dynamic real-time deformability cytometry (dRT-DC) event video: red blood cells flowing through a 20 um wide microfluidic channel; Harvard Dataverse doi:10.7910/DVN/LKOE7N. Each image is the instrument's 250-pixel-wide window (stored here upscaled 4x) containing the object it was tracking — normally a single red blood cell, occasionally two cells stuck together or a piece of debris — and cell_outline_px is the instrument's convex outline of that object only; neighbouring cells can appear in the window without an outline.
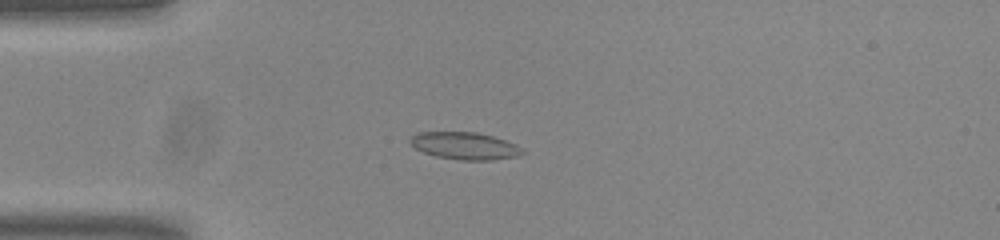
{"species": "common noctule bat (a hibernating species)", "species_latin": "Nyctalus noctula", "temperature_condition": "room temperature", "stored_images_in_passage": 19, "camera_frame_rate_fps": 3000, "um_per_image_px": 0.085, "animal": {"sex": "male", "body_mass_g": 20.0, "forearm_length_mm": 53.3}, "frame": {"image": 1, "passage_image": 7, "time_ms": 2.0, "image_size_px": [1000, 240], "cell_outline_px": [[528, 152], [516, 156], [492, 160], [460, 160], [436, 156], [424, 152], [408, 144], [408, 140], [416, 132], [476, 132], [492, 136], [516, 144], [524, 148]], "centroid_in_image_um": [39.51, 12.39], "position_along_channel_um": 45.5, "area_um2": 17.98}}
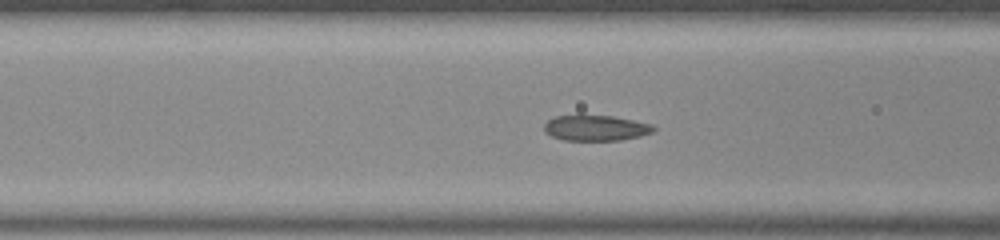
{"frame": {"image": 2, "passage_image": 14, "time_ms": 4.333, "image_size_px": [1000, 240], "cell_outline_px": [[656, 128], [652, 132], [640, 136], [620, 140], [564, 140], [552, 136], [544, 132], [544, 124], [552, 116], [612, 116], [652, 124]], "centroid_in_image_um": [50.62, 10.88], "position_along_channel_um": 116.0, "area_um2": 16.13}}
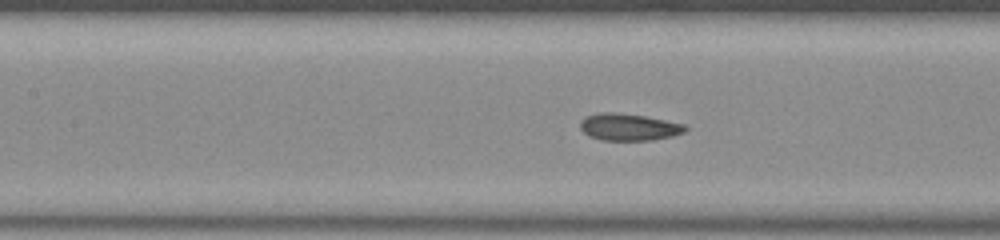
{"frame": {"image": 3, "passage_image": 17, "time_ms": 5.333, "image_size_px": [1000, 240], "cell_outline_px": [[688, 128], [684, 132], [672, 136], [652, 140], [600, 140], [588, 136], [580, 128], [580, 120], [584, 116], [596, 112], [616, 112], [644, 116], [688, 124]], "centroid_in_image_um": [53.43, 10.79], "position_along_channel_um": 154.0, "area_um2": 16.82}}